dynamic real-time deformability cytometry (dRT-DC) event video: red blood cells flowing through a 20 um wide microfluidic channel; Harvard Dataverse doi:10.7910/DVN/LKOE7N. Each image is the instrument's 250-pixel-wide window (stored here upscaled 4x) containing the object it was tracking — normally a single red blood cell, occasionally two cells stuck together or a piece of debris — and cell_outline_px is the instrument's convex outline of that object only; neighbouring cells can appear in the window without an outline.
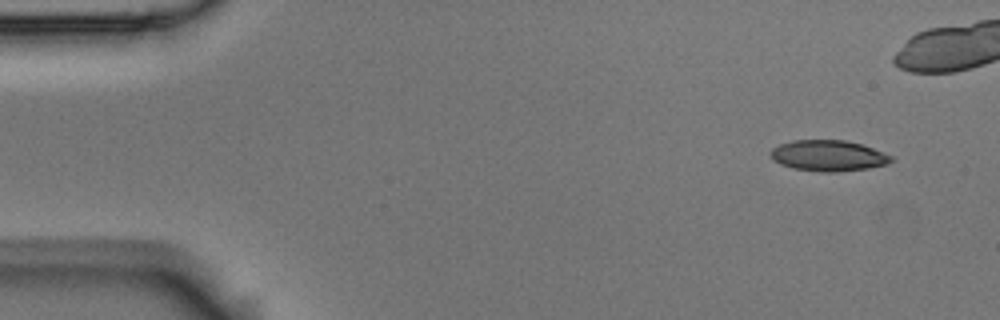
{"species": "Egyptian fruit bat (a non-hibernating species)", "species_latin": "Rousettus aegyptiacus", "temperature_condition": "room temperature", "stored_images_in_passage": 5, "camera_frame_rate_fps": 3000, "um_per_image_px": 0.085, "animal": {"sex": "male"}, "frame": {"image": 1, "passage_image": 1, "time_ms": 0.0, "image_size_px": [1000, 320], "cell_outline_px": [[892, 160], [888, 164], [868, 168], [836, 172], [820, 172], [792, 168], [780, 164], [772, 160], [768, 152], [772, 148], [780, 144], [792, 140], [844, 140], [860, 144], [872, 148], [892, 156]], "centroid_in_image_um": [70.35, 13.23], "position_along_channel_um": 14.6, "area_um2": 21.79}}
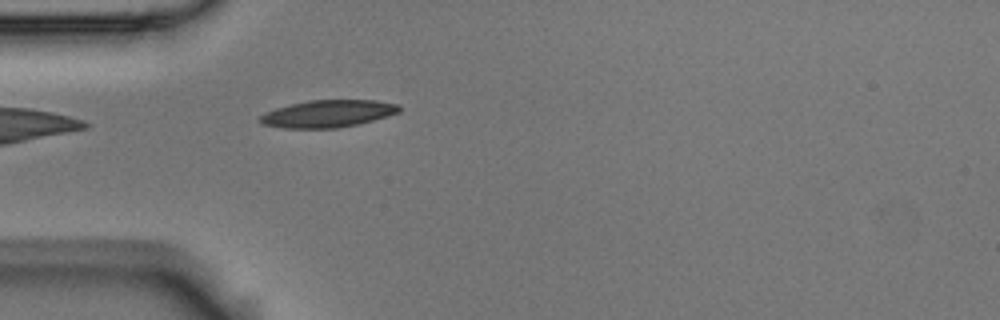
{"frame": {"image": 2, "passage_image": 5, "time_ms": 1.333, "image_size_px": [1000, 320], "cell_outline_px": [[400, 112], [388, 116], [356, 124], [336, 128], [284, 128], [260, 124], [260, 116], [264, 112], [276, 108], [308, 100], [376, 100], [400, 104]], "centroid_in_image_um": [27.87, 9.66], "position_along_channel_um": 57.1, "area_um2": 22.08}}